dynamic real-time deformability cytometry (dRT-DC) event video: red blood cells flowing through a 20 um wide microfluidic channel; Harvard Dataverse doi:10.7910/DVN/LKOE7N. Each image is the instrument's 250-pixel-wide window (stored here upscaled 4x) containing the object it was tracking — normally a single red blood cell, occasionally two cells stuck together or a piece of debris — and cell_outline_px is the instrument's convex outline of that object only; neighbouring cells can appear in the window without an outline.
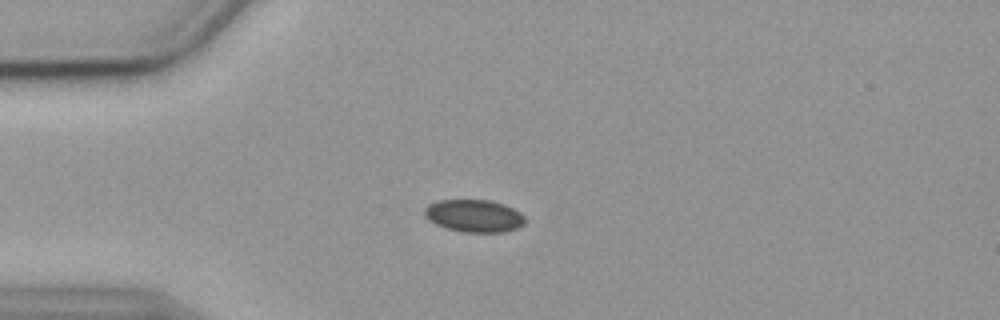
{"species": "common noctule bat (a hibernating species)", "species_latin": "Nyctalus noctula", "temperature_condition": "cold", "stored_images_in_passage": 43, "camera_frame_rate_fps": 3000, "um_per_image_px": 0.085, "animal": {"sex": "female", "body_mass_g": 19.9}, "frame": {"image": 1, "passage_image": 1, "time_ms": 0.0, "image_size_px": [1000, 320], "cell_outline_px": [[524, 224], [520, 228], [504, 232], [460, 232], [436, 224], [428, 220], [424, 216], [424, 208], [428, 204], [440, 200], [492, 200], [504, 204], [520, 212], [524, 216]], "centroid_in_image_um": [40.3, 18.35], "position_along_channel_um": 44.7, "area_um2": 19.19}}
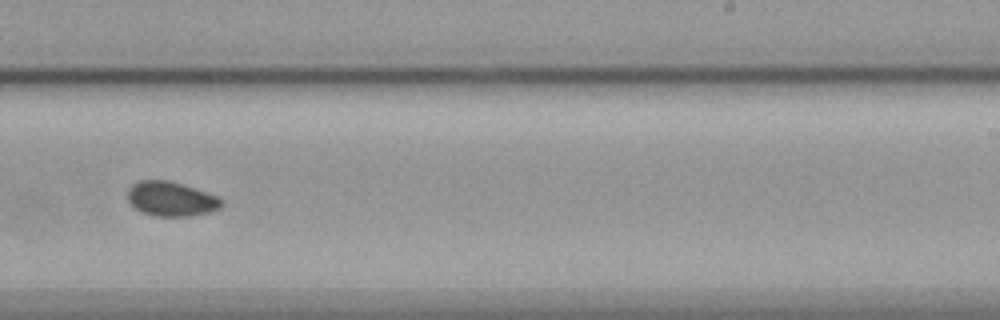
{"frame": {"image": 2, "passage_image": 22, "time_ms": 7.0, "image_size_px": [1000, 320], "cell_outline_px": [[224, 204], [220, 208], [212, 212], [192, 216], [152, 216], [140, 212], [128, 200], [128, 188], [132, 184], [140, 180], [168, 180], [216, 196]], "centroid_in_image_um": [14.52, 16.93], "position_along_channel_um": 274.5, "area_um2": 18.79}}
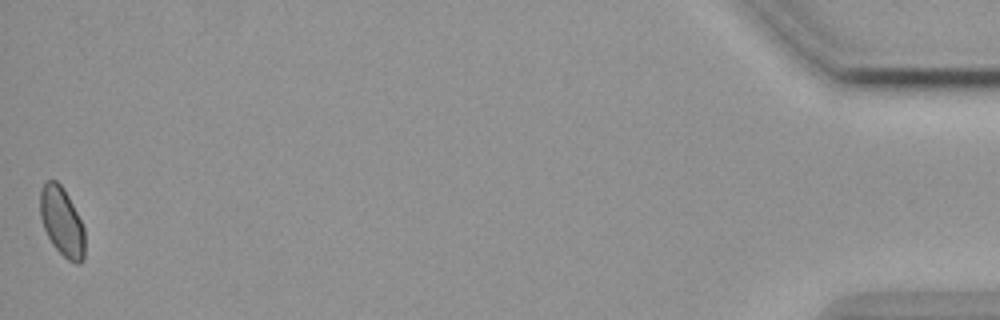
{"frame": {"image": 3, "passage_image": 43, "time_ms": 14.0, "image_size_px": [1000, 320], "cell_outline_px": [[84, 260], [80, 264], [76, 264], [68, 260], [52, 244], [44, 228], [40, 216], [40, 192], [44, 184], [48, 180], [56, 180], [64, 188], [84, 228]], "centroid_in_image_um": [5.26, 18.86], "position_along_channel_um": 429.9, "area_um2": 17.74}, "authors_computed_cell_mechanics": {"area_um2": 18.7272, "velocity_mm_per_s": 3.5602, "shape_relaxation_time_tau1_ms": 5.5266, "shape_relaxation_time_tau2_ms": 8.2246, "deformation_change_tau1": 0.0351, "deformation_change_tau2": 0.0754}}